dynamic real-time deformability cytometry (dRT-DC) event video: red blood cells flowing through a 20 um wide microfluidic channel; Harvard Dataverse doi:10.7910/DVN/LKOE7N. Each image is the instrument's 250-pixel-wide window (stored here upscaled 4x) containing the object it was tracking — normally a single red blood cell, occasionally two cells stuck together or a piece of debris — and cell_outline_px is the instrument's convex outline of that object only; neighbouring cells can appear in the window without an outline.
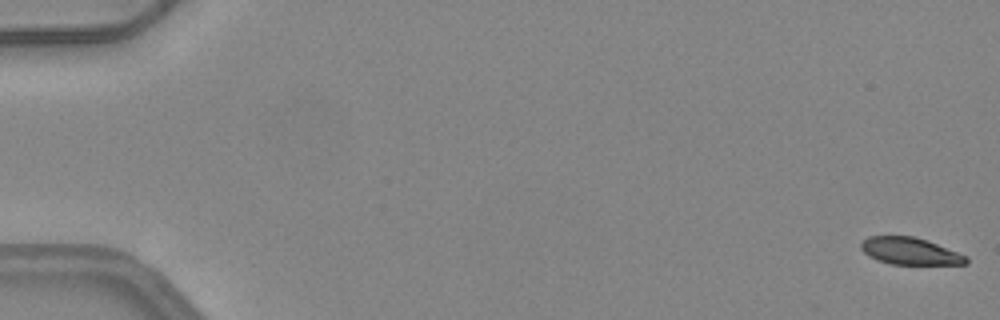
{"species": "common noctule bat (a hibernating species)", "species_latin": "Nyctalus noctula", "temperature_condition": "warm", "stored_images_in_passage": 52, "segment_of_instrument_passage": [1, 2], "camera_frame_rate_fps": 3000, "um_per_image_px": 0.085, "animal": {"sex": "female", "body_mass_g": 24.6, "forearm_length_mm": 56.2}, "frame": {"image": 1, "passage_image": 1, "time_ms": 0.0, "image_size_px": [1000, 320], "cell_outline_px": [[968, 264], [892, 264], [876, 260], [868, 256], [860, 248], [860, 244], [868, 236], [912, 236], [928, 240], [968, 256]], "centroid_in_image_um": [77.35, 21.34], "position_along_channel_um": 7.6, "area_um2": 16.65}}
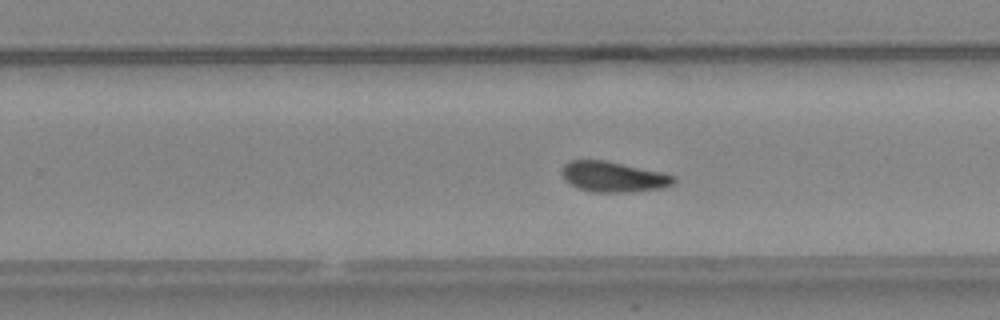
{"frame": {"image": 2, "passage_image": 33, "time_ms": 10.667, "image_size_px": [1000, 320], "cell_outline_px": [[676, 180], [672, 184], [664, 188], [632, 192], [592, 192], [580, 188], [564, 180], [560, 172], [564, 164], [568, 160], [604, 160], [664, 172], [676, 176]], "centroid_in_image_um": [52.15, 15.02], "position_along_channel_um": 277.6, "area_um2": 20.06}}
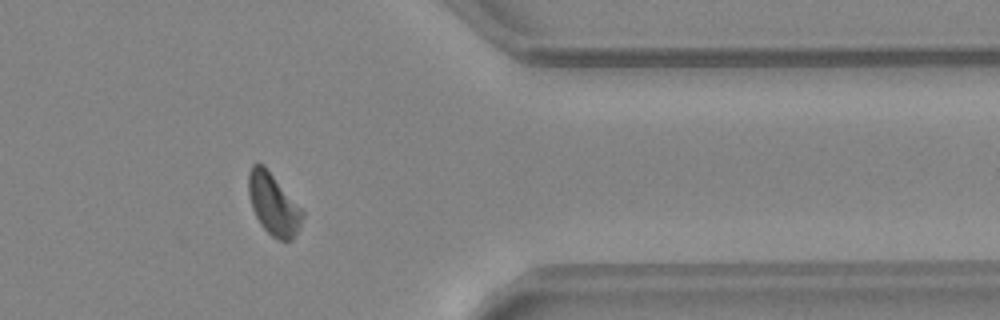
{"frame": {"image": 3, "passage_image": 42, "time_ms": 13.667, "image_size_px": [1000, 320], "cell_outline_px": [[304, 216], [292, 240], [280, 240], [272, 236], [260, 224], [252, 208], [248, 192], [248, 172], [252, 164], [264, 164], [304, 212]], "centroid_in_image_um": [23.21, 17.34], "position_along_channel_um": 388.2, "area_um2": 19.13}}